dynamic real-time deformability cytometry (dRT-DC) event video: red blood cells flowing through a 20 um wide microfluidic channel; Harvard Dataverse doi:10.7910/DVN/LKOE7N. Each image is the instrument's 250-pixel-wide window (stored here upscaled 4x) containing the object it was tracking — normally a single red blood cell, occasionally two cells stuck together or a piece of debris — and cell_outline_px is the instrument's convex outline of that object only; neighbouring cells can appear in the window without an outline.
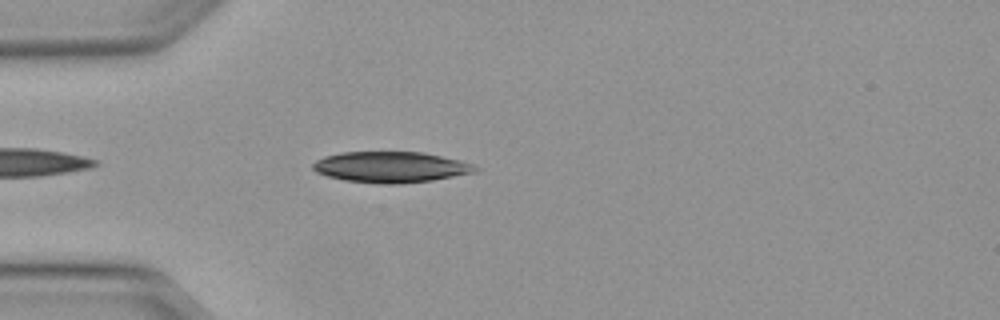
{"species": "Egyptian fruit bat (a non-hibernating species)", "species_latin": "Rousettus aegyptiacus", "temperature_condition": "warm", "stored_images_in_passage": 38, "camera_frame_rate_fps": 3000, "um_per_image_px": 0.085, "animal": {"sex": "female"}, "frame": {"image": 1, "passage_image": 3, "time_ms": 0.667, "image_size_px": [1000, 320], "cell_outline_px": [[480, 168], [476, 172], [432, 180], [396, 184], [392, 184], [344, 180], [328, 176], [316, 172], [312, 168], [312, 164], [316, 160], [324, 156], [344, 152], [424, 152], [472, 164]], "centroid_in_image_um": [33.19, 14.19], "position_along_channel_um": 51.8, "area_um2": 28.9}}
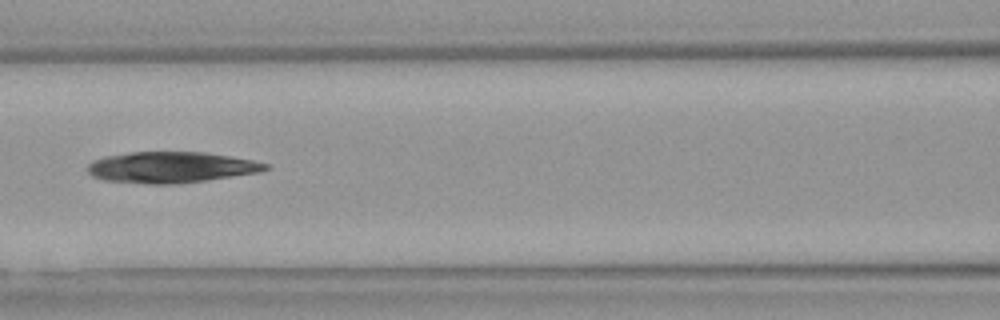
{"frame": {"image": 2, "passage_image": 11, "time_ms": 3.333, "image_size_px": [1000, 320], "cell_outline_px": [[272, 168], [260, 172], [204, 180], [172, 184], [152, 184], [104, 180], [92, 176], [88, 172], [88, 164], [92, 160], [104, 156], [132, 152], [204, 152], [252, 160], [272, 164]], "centroid_in_image_um": [14.55, 14.21], "position_along_channel_um": 152.1, "area_um2": 32.08}}
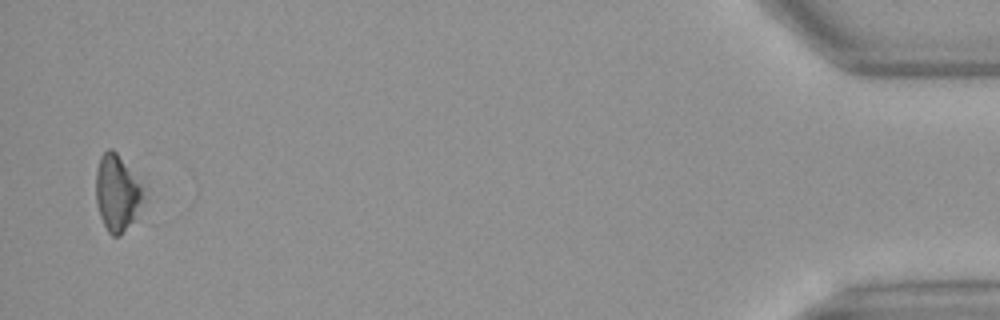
{"frame": {"image": 3, "passage_image": 37, "time_ms": 12.0, "image_size_px": [1000, 320], "cell_outline_px": [[144, 200], [132, 220], [120, 236], [112, 236], [108, 232], [100, 216], [96, 204], [96, 172], [100, 156], [108, 148], [112, 148], [116, 152], [140, 184], [144, 192]], "centroid_in_image_um": [9.92, 16.4], "position_along_channel_um": 425.3, "area_um2": 20.69}}